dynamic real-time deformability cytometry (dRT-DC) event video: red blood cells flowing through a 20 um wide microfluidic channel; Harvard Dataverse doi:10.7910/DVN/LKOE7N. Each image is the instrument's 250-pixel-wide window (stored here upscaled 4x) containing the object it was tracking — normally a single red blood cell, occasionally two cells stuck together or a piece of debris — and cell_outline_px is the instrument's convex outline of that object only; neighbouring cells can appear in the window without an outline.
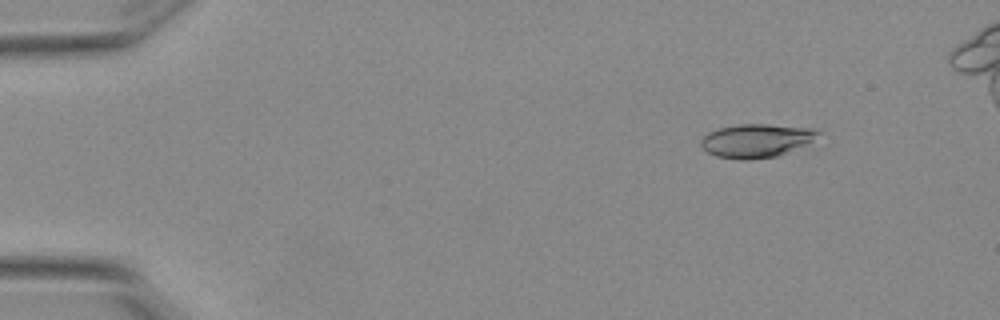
{"species": "Egyptian fruit bat (a non-hibernating species)", "species_latin": "Rousettus aegyptiacus", "temperature_condition": "warm", "stored_images_in_passage": 5, "camera_frame_rate_fps": 3000, "um_per_image_px": 0.085, "animal": {"sex": "female"}, "frame": {"image": 1, "passage_image": 2, "time_ms": 0.333, "image_size_px": [1000, 320], "cell_outline_px": [[820, 132], [816, 148], [776, 156], [748, 160], [740, 160], [716, 156], [708, 152], [700, 144], [700, 140], [708, 132], [720, 128], [740, 124], [768, 124], [816, 128]], "centroid_in_image_um": [64.52, 11.98], "position_along_channel_um": 20.5, "area_um2": 24.16}}
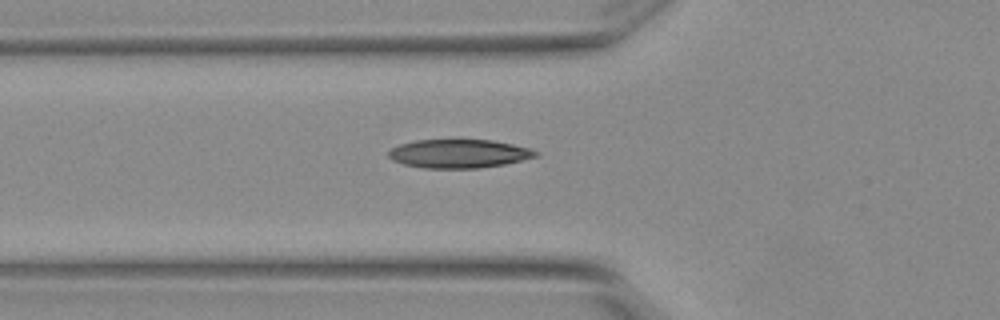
{"frame": {"image": 2, "passage_image": 5, "time_ms": 1.333, "image_size_px": [1000, 320], "cell_outline_px": [[540, 156], [504, 164], [476, 168], [424, 168], [404, 164], [392, 160], [388, 156], [388, 152], [392, 148], [400, 144], [416, 140], [460, 136], [492, 140], [532, 148], [540, 152]], "centroid_in_image_um": [39.03, 13.0], "position_along_channel_um": 86.8, "area_um2": 25.66}}